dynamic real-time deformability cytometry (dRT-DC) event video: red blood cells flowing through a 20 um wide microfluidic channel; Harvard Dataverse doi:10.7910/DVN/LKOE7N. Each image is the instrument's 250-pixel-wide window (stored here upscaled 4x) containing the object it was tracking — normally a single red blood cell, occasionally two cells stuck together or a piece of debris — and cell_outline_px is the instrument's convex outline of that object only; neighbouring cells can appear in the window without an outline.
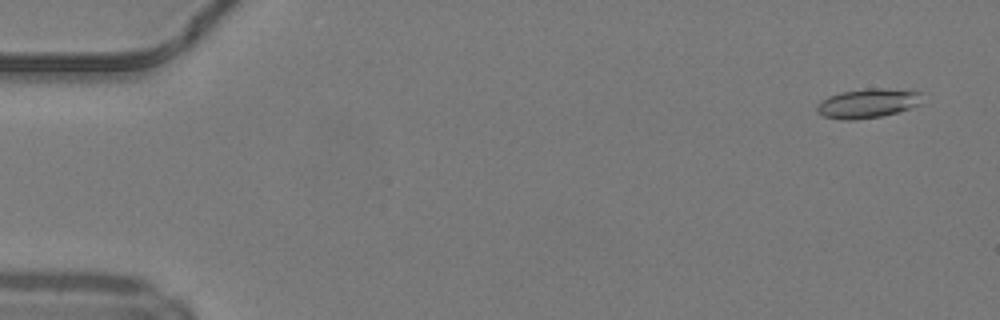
{"species": "common noctule bat (a hibernating species)", "species_latin": "Nyctalus noctula", "temperature_condition": "warm", "stored_images_in_passage": 17, "camera_frame_rate_fps": 3000, "um_per_image_px": 0.085, "animal": {"sex": "male", "body_mass_g": 19.2, "forearm_length_mm": 51.8}, "frame": {"image": 1, "passage_image": 3, "time_ms": 0.667, "image_size_px": [1000, 320], "cell_outline_px": [[924, 92], [920, 104], [896, 112], [880, 116], [856, 120], [844, 120], [824, 116], [816, 112], [816, 108], [820, 100], [828, 96], [840, 92], [868, 88], [880, 88]], "centroid_in_image_um": [73.73, 8.77], "position_along_channel_um": 11.3, "area_um2": 17.98}}
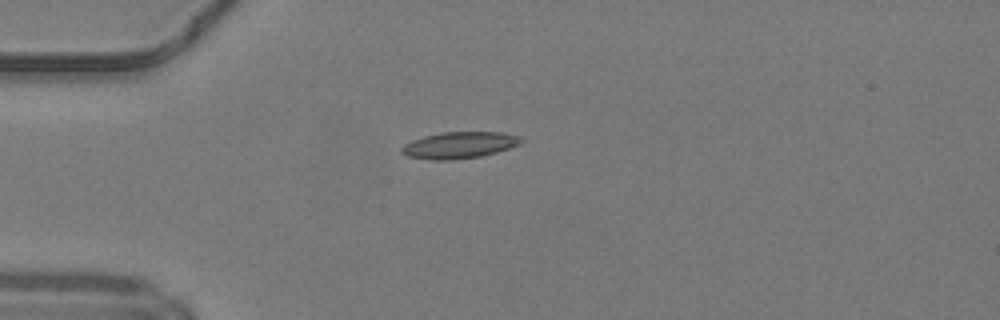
{"frame": {"image": 2, "passage_image": 14, "time_ms": 4.333, "image_size_px": [1000, 320], "cell_outline_px": [[524, 140], [520, 144], [496, 152], [480, 156], [452, 160], [432, 160], [408, 156], [400, 152], [400, 148], [404, 144], [412, 140], [424, 136], [440, 132], [500, 132], [516, 136]], "centroid_in_image_um": [38.99, 12.33], "position_along_channel_um": 46.0, "area_um2": 18.38}}